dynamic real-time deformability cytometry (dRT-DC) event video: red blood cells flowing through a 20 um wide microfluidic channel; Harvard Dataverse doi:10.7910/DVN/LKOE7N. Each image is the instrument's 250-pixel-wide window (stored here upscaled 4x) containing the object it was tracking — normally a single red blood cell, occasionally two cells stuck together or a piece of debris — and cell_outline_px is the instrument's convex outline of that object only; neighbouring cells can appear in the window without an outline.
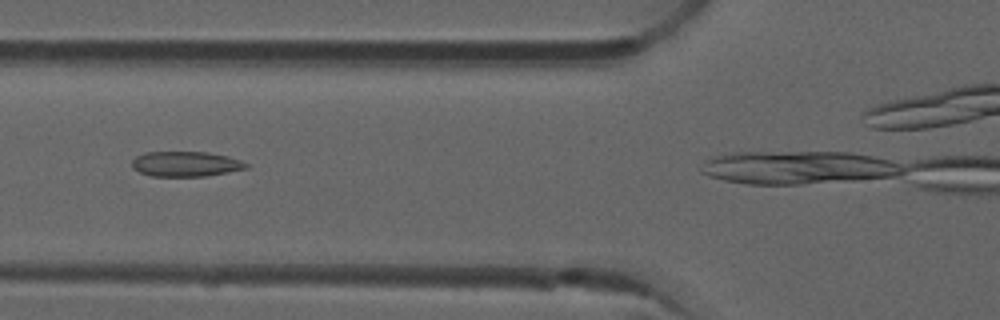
{"species": "common noctule bat (a hibernating species)", "species_latin": "Nyctalus noctula", "temperature_condition": "room temperature", "stored_images_in_passage": 27, "camera_frame_rate_fps": 3000, "um_per_image_px": 0.085, "animal": {"sex": "male", "forearm_length_mm": 52.5}, "frame": {"image": 1, "passage_image": 6, "time_ms": 1.667, "image_size_px": [1000, 320], "cell_outline_px": [[248, 168], [228, 172], [204, 176], [152, 176], [140, 172], [132, 168], [132, 160], [136, 156], [144, 152], [208, 152], [228, 156], [240, 160], [248, 164]], "centroid_in_image_um": [15.77, 13.93], "position_along_channel_um": 110.0, "area_um2": 16.7}}
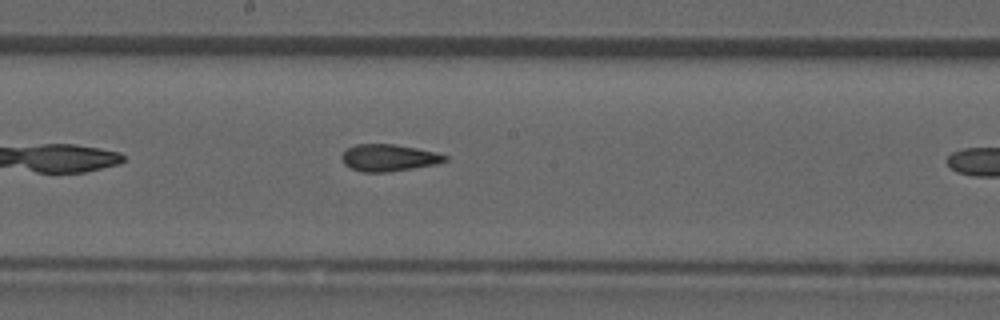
{"frame": {"image": 2, "passage_image": 14, "time_ms": 4.333, "image_size_px": [1000, 320], "cell_outline_px": [[448, 160], [436, 164], [388, 172], [364, 172], [352, 168], [344, 164], [340, 156], [348, 148], [356, 144], [392, 144], [416, 148], [436, 152], [448, 156]], "centroid_in_image_um": [33.04, 13.41], "position_along_channel_um": 215.2, "area_um2": 16.07}}
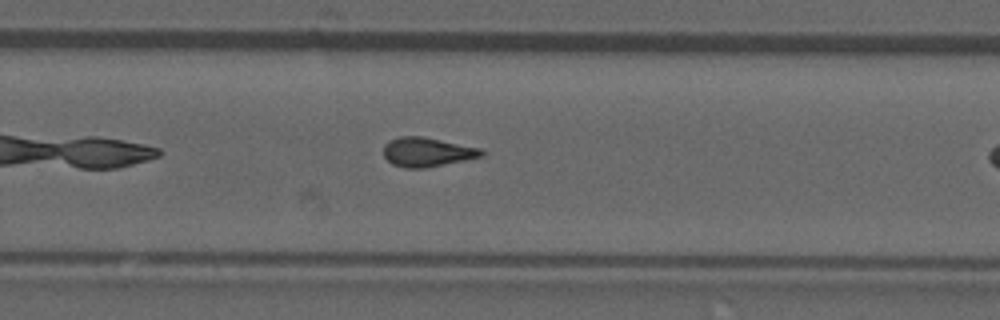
{"frame": {"image": 3, "passage_image": 20, "time_ms": 6.333, "image_size_px": [1000, 320], "cell_outline_px": [[484, 156], [424, 168], [404, 168], [392, 164], [384, 156], [384, 144], [388, 140], [400, 136], [424, 136], [480, 148], [484, 152]], "centroid_in_image_um": [36.28, 12.91], "position_along_channel_um": 293.5, "area_um2": 16.7}}